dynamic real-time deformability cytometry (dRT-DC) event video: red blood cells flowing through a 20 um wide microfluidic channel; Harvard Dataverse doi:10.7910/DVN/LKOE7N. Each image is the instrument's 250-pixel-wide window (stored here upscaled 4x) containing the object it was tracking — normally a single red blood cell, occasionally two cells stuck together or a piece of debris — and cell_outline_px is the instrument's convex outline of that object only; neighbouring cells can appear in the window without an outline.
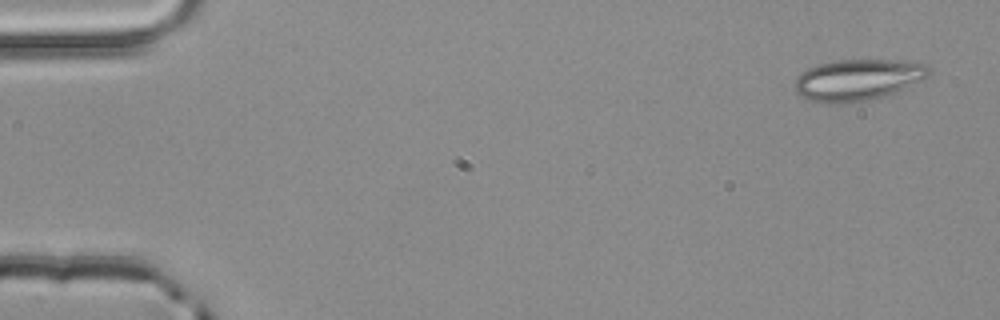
{"species": "common noctule bat (a hibernating species)", "species_latin": "Nyctalus noctula", "temperature_condition": "room temperature", "stored_images_in_passage": 3, "camera_frame_rate_fps": 3000, "um_per_image_px": 0.085, "animal": {"sex": "male", "body_mass_g": 20.4}, "frame": {"image": 1, "passage_image": 1, "time_ms": 0.0, "image_size_px": [1000, 320], "cell_outline_px": [[932, 72], [924, 80], [884, 96], [868, 100], [836, 104], [828, 104], [812, 100], [796, 92], [792, 84], [800, 72], [816, 64], [836, 60], [916, 60], [932, 68]], "centroid_in_image_um": [72.94, 6.76], "position_along_channel_um": 12.1, "area_um2": 32.77}}